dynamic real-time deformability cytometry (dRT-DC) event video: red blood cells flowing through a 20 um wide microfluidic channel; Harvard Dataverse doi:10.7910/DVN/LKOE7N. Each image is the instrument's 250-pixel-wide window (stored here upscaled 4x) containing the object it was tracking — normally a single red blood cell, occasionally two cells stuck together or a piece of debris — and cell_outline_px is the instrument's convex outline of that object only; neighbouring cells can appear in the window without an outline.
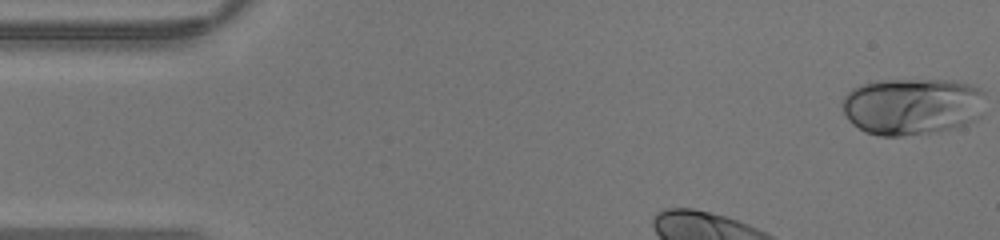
{"species": "human", "species_latin": "Homo sapiens", "temperature_condition": "warm", "stored_images_in_passage": 28, "camera_frame_rate_fps": 3000, "um_per_image_px": 0.085, "donor": {"sex": "male"}, "frame": {"image": 1, "passage_image": 1, "time_ms": 0.0, "image_size_px": [1000, 240], "cell_outline_px": [[984, 112], [976, 120], [968, 124], [956, 128], [900, 136], [880, 136], [864, 132], [852, 124], [848, 120], [840, 104], [844, 96], [852, 88], [860, 84], [876, 80], [952, 80], [972, 84], [980, 88], [984, 92]], "centroid_in_image_um": [77.54, 9.03], "position_along_channel_um": 7.5, "area_um2": 48.32}}
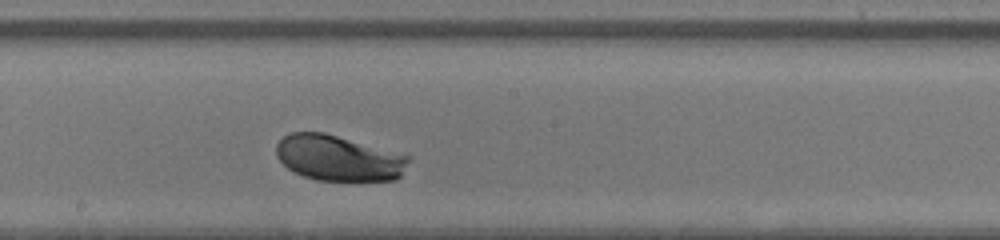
{"frame": {"image": 2, "passage_image": 18, "time_ms": 5.667, "image_size_px": [1000, 240], "cell_outline_px": [[408, 160], [400, 176], [396, 180], [316, 180], [304, 176], [288, 168], [276, 156], [276, 144], [288, 132], [324, 132], [408, 156]], "centroid_in_image_um": [28.71, 13.43], "position_along_channel_um": 219.5, "area_um2": 34.56}}
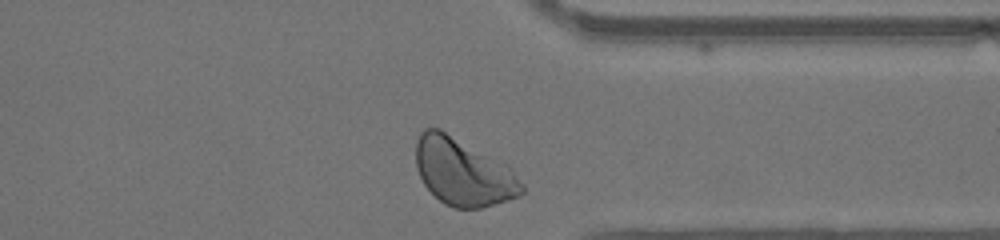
{"frame": {"image": 3, "passage_image": 28, "time_ms": 9.0, "image_size_px": [1000, 240], "cell_outline_px": [[524, 192], [516, 196], [496, 204], [480, 208], [456, 208], [444, 204], [424, 184], [416, 168], [416, 140], [420, 132], [424, 128], [440, 128], [508, 164], [512, 168], [524, 184]], "centroid_in_image_um": [39.38, 14.6], "position_along_channel_um": 372.0, "area_um2": 41.79}}